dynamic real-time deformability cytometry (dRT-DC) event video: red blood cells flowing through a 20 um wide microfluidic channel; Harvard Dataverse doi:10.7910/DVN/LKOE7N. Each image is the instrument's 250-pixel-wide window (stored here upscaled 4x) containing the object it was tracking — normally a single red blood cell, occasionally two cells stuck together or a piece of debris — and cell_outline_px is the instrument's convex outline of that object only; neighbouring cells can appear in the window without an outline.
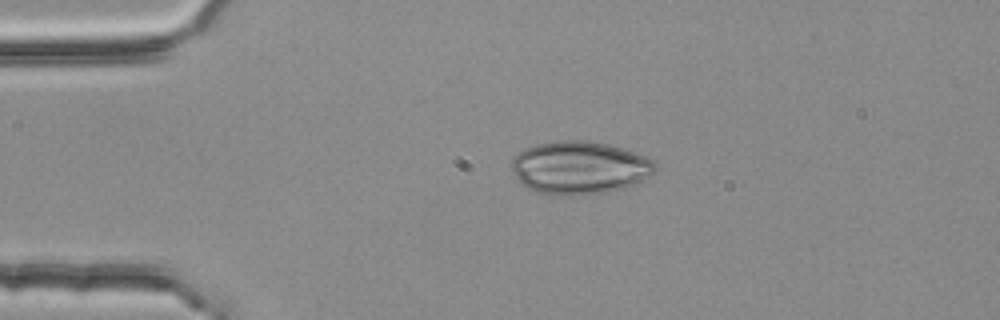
{"species": "common noctule bat (a hibernating species)", "species_latin": "Nyctalus noctula", "temperature_condition": "room temperature", "stored_images_in_passage": 2, "camera_frame_rate_fps": 3000, "um_per_image_px": 0.085, "animal": {"sex": "female", "body_mass_g": 25.1}, "frame": {"image": 1, "passage_image": 1, "time_ms": 0.0, "image_size_px": [1000, 320], "cell_outline_px": [[656, 168], [648, 176], [624, 188], [608, 192], [568, 196], [540, 192], [528, 188], [516, 180], [512, 172], [512, 160], [524, 148], [536, 144], [556, 140], [584, 140], [608, 144], [656, 160]], "centroid_in_image_um": [49.23, 14.24], "position_along_channel_um": 35.8, "area_um2": 44.1}}